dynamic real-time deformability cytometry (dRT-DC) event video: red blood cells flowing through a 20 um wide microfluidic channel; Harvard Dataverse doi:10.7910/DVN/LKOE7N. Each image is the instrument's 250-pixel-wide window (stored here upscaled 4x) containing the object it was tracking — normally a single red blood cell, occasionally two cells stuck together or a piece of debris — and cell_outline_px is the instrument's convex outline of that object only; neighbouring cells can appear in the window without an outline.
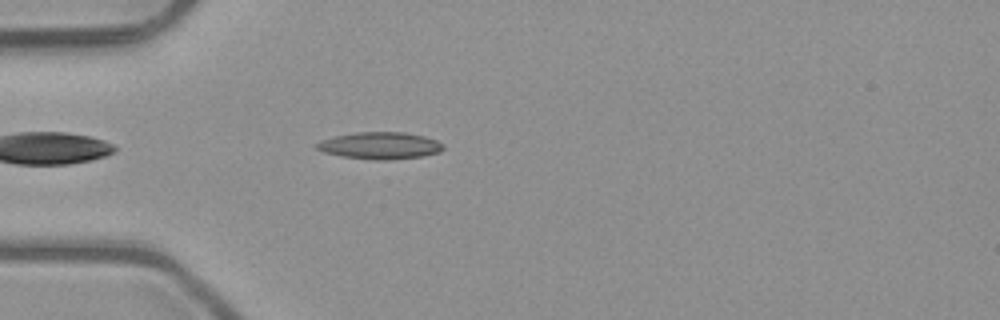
{"species": "common noctule bat (a hibernating species)", "species_latin": "Nyctalus noctula", "temperature_condition": "room temperature", "stored_images_in_passage": 32, "camera_frame_rate_fps": 3000, "um_per_image_px": 0.085, "animal": {"sex": "male", "body_mass_g": 23.1, "forearm_length_mm": 52.7}, "frame": {"image": 1, "passage_image": 3, "time_ms": 0.667, "image_size_px": [1000, 320], "cell_outline_px": [[444, 148], [440, 152], [420, 156], [384, 160], [376, 160], [340, 156], [324, 152], [316, 148], [312, 144], [336, 136], [356, 132], [404, 132], [424, 136], [436, 140], [444, 144]], "centroid_in_image_um": [32.3, 12.37], "position_along_channel_um": 52.7, "area_um2": 19.77}}
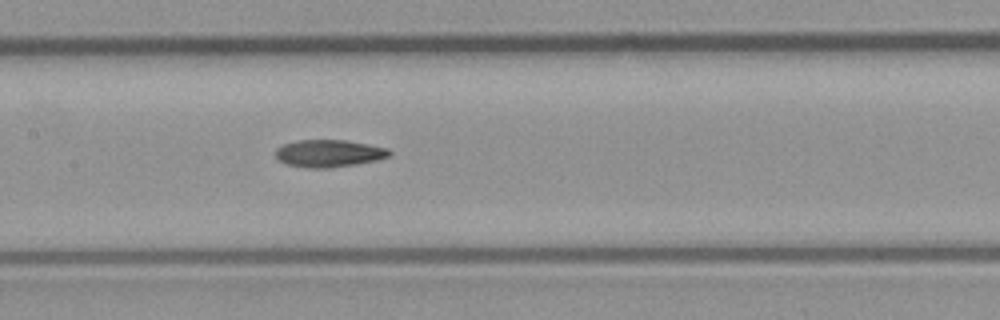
{"frame": {"image": 2, "passage_image": 13, "time_ms": 4.0, "image_size_px": [1000, 320], "cell_outline_px": [[392, 152], [388, 156], [376, 160], [328, 168], [308, 168], [284, 164], [276, 156], [276, 148], [284, 144], [296, 140], [348, 140], [388, 148]], "centroid_in_image_um": [27.93, 13.03], "position_along_channel_um": 179.5, "area_um2": 18.03}}
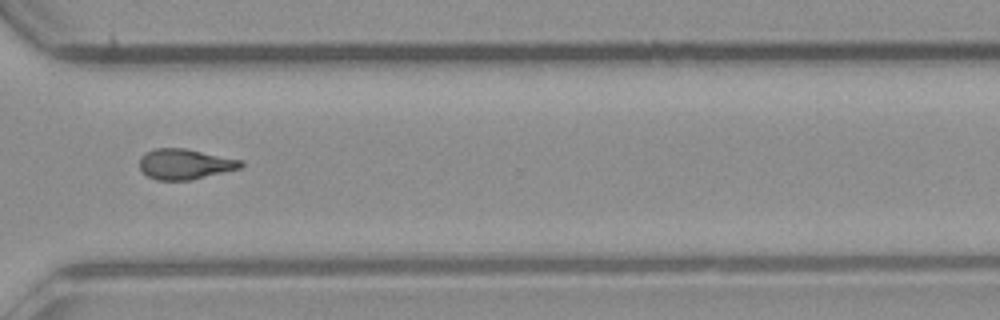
{"frame": {"image": 3, "passage_image": 26, "time_ms": 8.333, "image_size_px": [1000, 320], "cell_outline_px": [[244, 164], [240, 168], [192, 180], [156, 180], [148, 176], [140, 168], [140, 156], [144, 152], [156, 148], [184, 148], [244, 160]], "centroid_in_image_um": [15.72, 13.94], "position_along_channel_um": 354.9, "area_um2": 18.03}, "authors_computed_cell_mechanics": {"area_um2": 18.0625, "velocity_mm_per_s": 4.0642, "shape_relaxation_time_tau1_ms": null, "shape_relaxation_time_tau2_ms": 5.365, "deformation_change_tau1": null, "deformation_change_tau2": 0.1555}}